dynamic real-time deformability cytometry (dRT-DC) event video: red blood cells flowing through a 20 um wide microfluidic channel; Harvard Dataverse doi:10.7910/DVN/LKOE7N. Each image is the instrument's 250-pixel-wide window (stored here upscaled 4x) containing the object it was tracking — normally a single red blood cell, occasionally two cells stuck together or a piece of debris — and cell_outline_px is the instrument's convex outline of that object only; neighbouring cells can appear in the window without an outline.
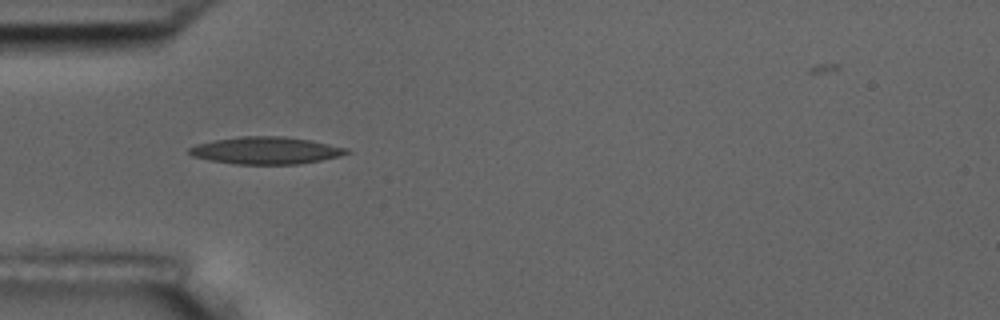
{"species": "common noctule bat (a hibernating species)", "species_latin": "Nyctalus noctula", "temperature_condition": "room temperature", "stored_images_in_passage": 40, "camera_frame_rate_fps": 3000, "um_per_image_px": 0.085, "animal": {"sex": "male", "body_mass_g": 17.5, "forearm_length_mm": 52.3}, "frame": {"image": 1, "passage_image": 4, "time_ms": 1.0, "image_size_px": [1000, 320], "cell_outline_px": [[352, 152], [340, 156], [320, 160], [296, 164], [236, 164], [208, 160], [192, 156], [188, 152], [188, 148], [196, 144], [212, 140], [240, 136], [284, 136], [312, 140], [348, 148]], "centroid_in_image_um": [22.59, 12.78], "position_along_channel_um": 62.4, "area_um2": 25.14}}
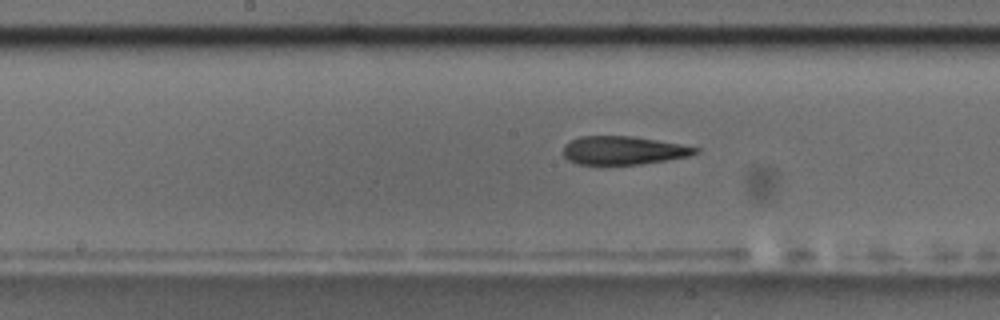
{"frame": {"image": 2, "passage_image": 15, "time_ms": 4.667, "image_size_px": [1000, 320], "cell_outline_px": [[700, 152], [688, 156], [640, 164], [576, 164], [568, 160], [564, 156], [564, 144], [580, 136], [632, 136], [680, 144], [700, 148]], "centroid_in_image_um": [52.97, 12.78], "position_along_channel_um": 195.2, "area_um2": 21.68}}
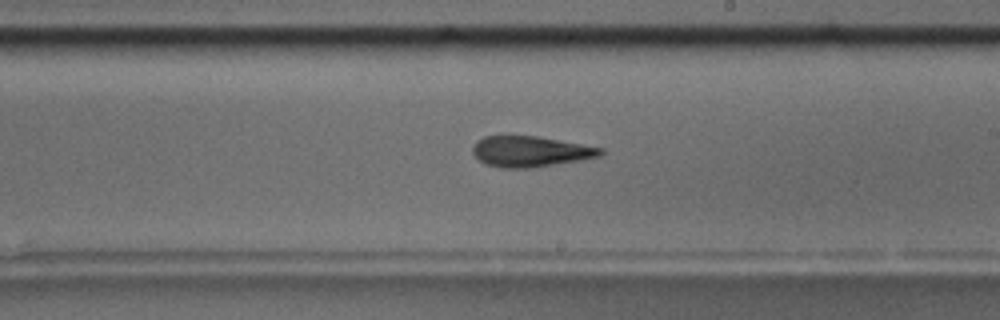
{"frame": {"image": 3, "passage_image": 19, "time_ms": 6.0, "image_size_px": [1000, 320], "cell_outline_px": [[604, 152], [600, 156], [580, 160], [532, 168], [500, 168], [484, 164], [472, 152], [472, 148], [476, 140], [484, 136], [536, 136], [604, 148]], "centroid_in_image_um": [45.06, 12.88], "position_along_channel_um": 243.9, "area_um2": 22.89}}